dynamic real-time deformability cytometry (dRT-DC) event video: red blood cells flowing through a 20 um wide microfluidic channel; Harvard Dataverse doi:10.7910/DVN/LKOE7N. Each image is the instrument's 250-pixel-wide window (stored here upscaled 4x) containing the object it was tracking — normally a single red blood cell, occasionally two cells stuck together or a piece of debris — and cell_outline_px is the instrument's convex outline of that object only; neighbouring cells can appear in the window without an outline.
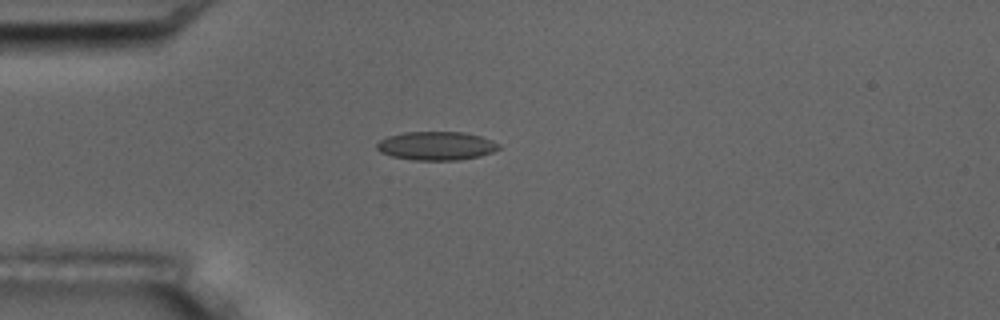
{"species": "common noctule bat (a hibernating species)", "species_latin": "Nyctalus noctula", "temperature_condition": "room temperature", "stored_images_in_passage": 14, "camera_frame_rate_fps": 3000, "um_per_image_px": 0.085, "animal": {"sex": "male", "body_mass_g": 17.5, "forearm_length_mm": 52.3}, "frame": {"image": 1, "passage_image": 3, "time_ms": 3.333, "image_size_px": [1000, 320], "cell_outline_px": [[500, 148], [492, 152], [480, 156], [460, 160], [412, 160], [392, 156], [380, 152], [376, 148], [376, 144], [380, 140], [388, 136], [404, 132], [464, 132], [480, 136], [492, 140], [500, 144]], "centroid_in_image_um": [37.09, 12.4], "position_along_channel_um": 47.9, "area_um2": 20.4}}
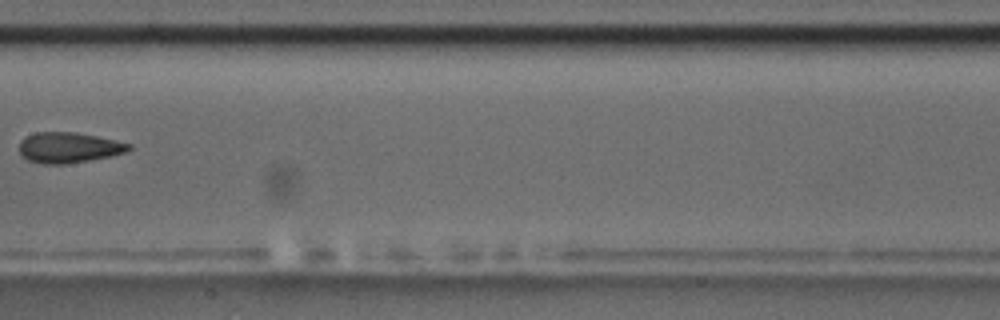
{"frame": {"image": 2, "passage_image": 7, "time_ms": 8.0, "image_size_px": [1000, 320], "cell_outline_px": [[132, 148], [124, 152], [112, 156], [64, 164], [44, 164], [28, 160], [20, 152], [20, 140], [24, 136], [36, 132], [76, 132], [116, 140], [132, 144]], "centroid_in_image_um": [5.84, 12.53], "position_along_channel_um": 201.6, "area_um2": 19.48}}
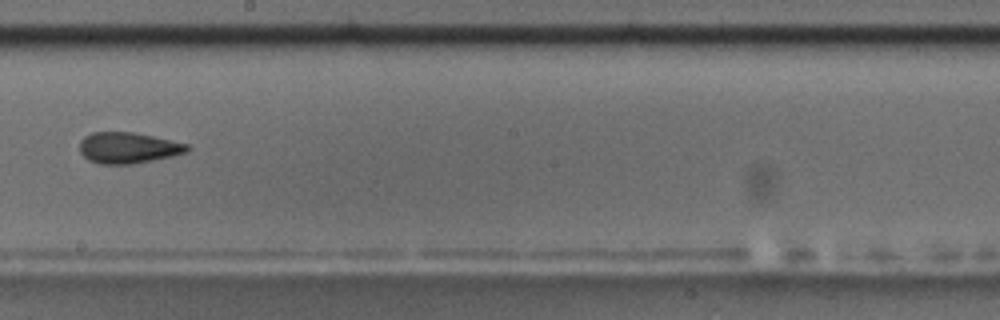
{"frame": {"image": 3, "passage_image": 8, "time_ms": 9.0, "image_size_px": [1000, 320], "cell_outline_px": [[192, 148], [188, 152], [172, 156], [132, 164], [100, 164], [88, 160], [80, 152], [80, 140], [84, 136], [92, 132], [132, 132], [152, 136], [188, 144]], "centroid_in_image_um": [10.89, 12.56], "position_along_channel_um": 237.3, "area_um2": 19.48}, "authors_computed_cell_mechanics": {"area_um2": 19.652, "velocity_mm_per_s": 3.5922, "shape_relaxation_time_tau1_ms": 5.4919, "shape_relaxation_time_tau2_ms": 1.6457, "deformation_change_tau1": 0.1076, "deformation_change_tau2": 0.0594}}